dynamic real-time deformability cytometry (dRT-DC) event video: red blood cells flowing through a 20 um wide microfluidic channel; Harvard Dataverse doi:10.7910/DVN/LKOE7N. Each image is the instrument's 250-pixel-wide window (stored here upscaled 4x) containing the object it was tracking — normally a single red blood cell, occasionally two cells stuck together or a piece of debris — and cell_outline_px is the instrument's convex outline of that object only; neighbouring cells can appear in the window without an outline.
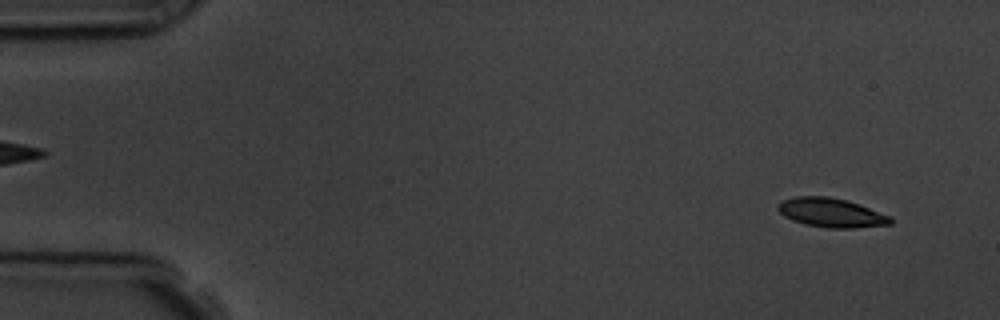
{"species": "common noctule bat (a hibernating species)", "species_latin": "Nyctalus noctula", "temperature_condition": "room temperature", "stored_images_in_passage": 6, "segment_of_instrument_passage": [2, 2], "camera_frame_rate_fps": 3000, "um_per_image_px": 0.085, "animal": {"sex": "male", "body_mass_g": 19.5, "forearm_length_mm": 54.6}, "frame": {"image": 1, "passage_image": 6, "time_ms": 5.667, "image_size_px": [1000, 320], "cell_outline_px": [[892, 224], [852, 228], [828, 228], [804, 224], [792, 220], [784, 216], [776, 208], [776, 204], [784, 200], [796, 196], [828, 196], [848, 200], [860, 204], [892, 216]], "centroid_in_image_um": [70.66, 18.07], "position_along_channel_um": 14.3, "area_um2": 19.31}}